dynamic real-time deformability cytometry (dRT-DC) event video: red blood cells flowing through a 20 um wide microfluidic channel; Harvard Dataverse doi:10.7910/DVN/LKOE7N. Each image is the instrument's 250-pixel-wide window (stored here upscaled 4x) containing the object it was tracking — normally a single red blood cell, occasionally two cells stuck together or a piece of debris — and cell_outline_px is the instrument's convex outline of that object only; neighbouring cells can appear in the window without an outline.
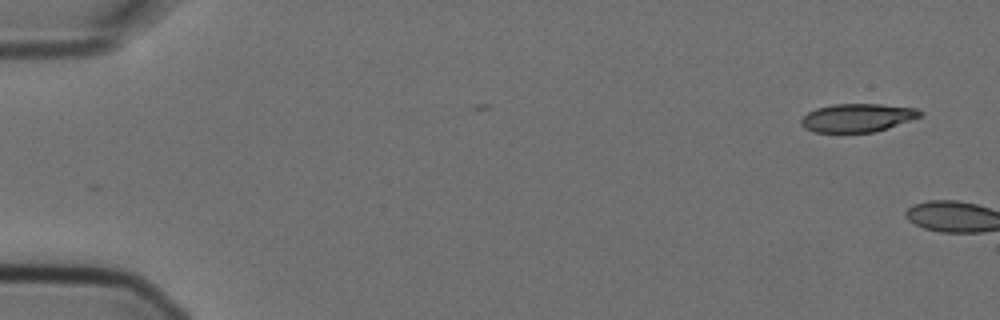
{"species": "Egyptian fruit bat (a non-hibernating species)", "species_latin": "Rousettus aegyptiacus", "temperature_condition": "cold", "stored_images_in_passage": 2, "camera_frame_rate_fps": 3000, "um_per_image_px": 0.085, "animal": {"sex": "female"}, "frame": {"image": 1, "passage_image": 1, "time_ms": 0.0, "image_size_px": [1000, 320], "cell_outline_px": [[924, 112], [920, 116], [888, 128], [876, 132], [812, 132], [804, 128], [800, 124], [800, 120], [808, 112], [816, 108], [832, 104], [880, 104], [916, 108]], "centroid_in_image_um": [72.85, 10.01], "position_along_channel_um": 12.2, "area_um2": 19.65}}